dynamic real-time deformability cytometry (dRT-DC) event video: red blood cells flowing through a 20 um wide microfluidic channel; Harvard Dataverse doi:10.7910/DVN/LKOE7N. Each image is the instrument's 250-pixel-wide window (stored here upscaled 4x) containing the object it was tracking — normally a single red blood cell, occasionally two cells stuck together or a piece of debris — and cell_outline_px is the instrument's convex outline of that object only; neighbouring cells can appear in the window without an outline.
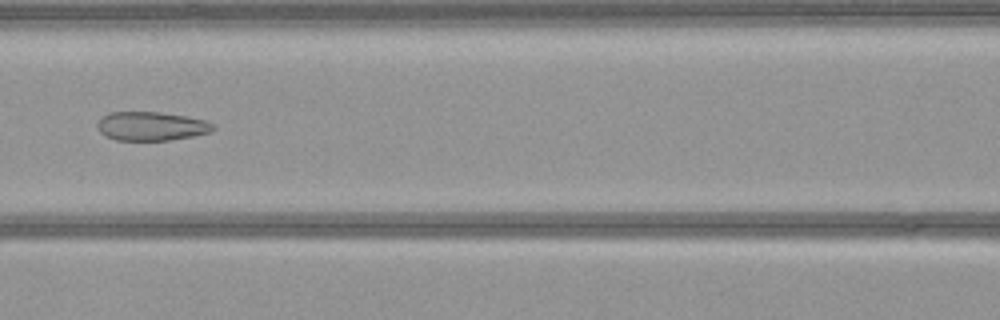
{"species": "common noctule bat (a hibernating species)", "species_latin": "Nyctalus noctula", "temperature_condition": "warm", "stored_images_in_passage": 53, "camera_frame_rate_fps": 3000, "um_per_image_px": 0.085, "animal": {"sex": "female", "body_mass_g": 21.9}, "frame": {"image": 1, "passage_image": 23, "time_ms": 7.333, "image_size_px": [1000, 320], "cell_outline_px": [[216, 128], [212, 132], [192, 136], [168, 140], [116, 140], [100, 132], [96, 124], [108, 112], [160, 112], [184, 116], [204, 120], [212, 124]], "centroid_in_image_um": [12.87, 10.72], "position_along_channel_um": 153.7, "area_um2": 19.25}}
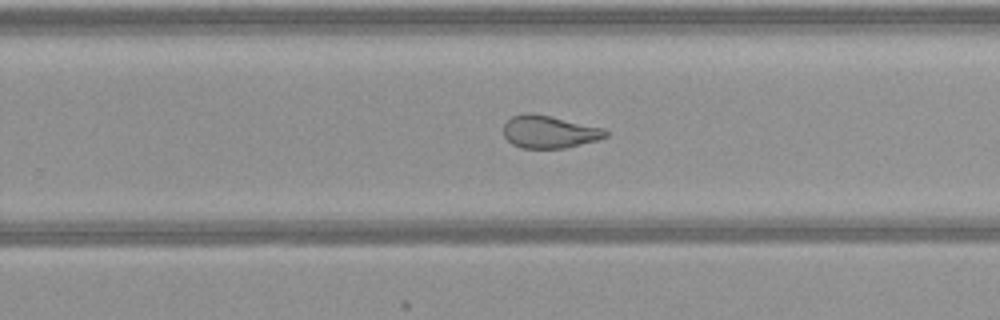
{"frame": {"image": 2, "passage_image": 33, "time_ms": 10.667, "image_size_px": [1000, 320], "cell_outline_px": [[608, 136], [600, 140], [564, 148], [520, 148], [512, 144], [504, 136], [504, 124], [512, 116], [528, 112], [532, 112], [552, 116], [604, 128], [608, 132]], "centroid_in_image_um": [46.71, 11.2], "position_along_channel_um": 283.1, "area_um2": 19.59}}
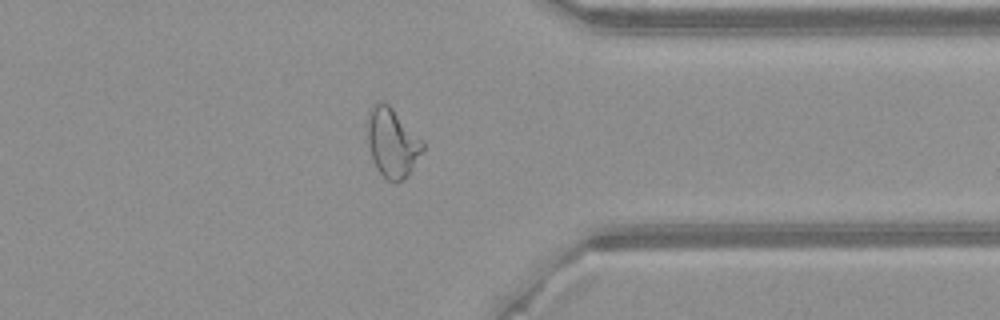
{"frame": {"image": 3, "passage_image": 41, "time_ms": 13.333, "image_size_px": [1000, 320], "cell_outline_px": [[424, 148], [408, 176], [404, 180], [388, 180], [376, 168], [368, 144], [368, 112], [372, 104], [380, 100], [384, 100], [392, 108], [424, 144]], "centroid_in_image_um": [33.31, 12.1], "position_along_channel_um": 378.1, "area_um2": 21.73}}